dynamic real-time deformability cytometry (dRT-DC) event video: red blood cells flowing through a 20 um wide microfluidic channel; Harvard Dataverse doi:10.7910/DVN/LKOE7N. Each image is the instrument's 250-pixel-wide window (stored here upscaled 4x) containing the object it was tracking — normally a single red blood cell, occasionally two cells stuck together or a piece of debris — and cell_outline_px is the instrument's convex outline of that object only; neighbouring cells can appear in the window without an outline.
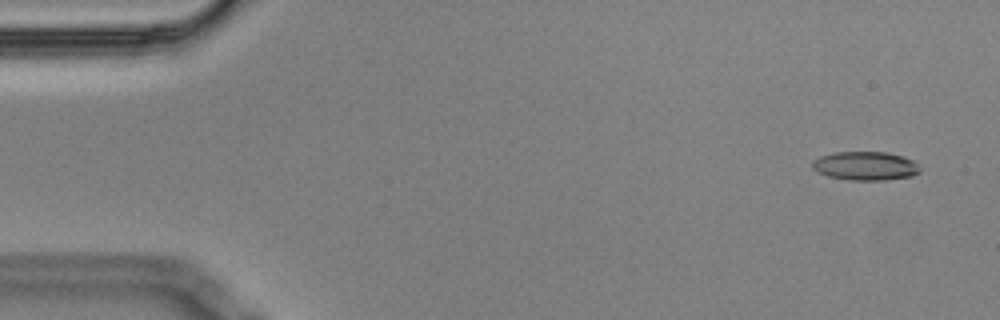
{"species": "Egyptian fruit bat (a non-hibernating species)", "species_latin": "Rousettus aegyptiacus", "temperature_condition": "cold", "stored_images_in_passage": 5, "camera_frame_rate_fps": 3000, "um_per_image_px": 0.085, "animal": {"sex": "male"}, "frame": {"image": 1, "passage_image": 1, "time_ms": 0.0, "image_size_px": [1000, 320], "cell_outline_px": [[920, 172], [912, 176], [884, 180], [848, 180], [828, 176], [812, 168], [812, 160], [820, 156], [836, 152], [888, 152], [904, 156], [912, 160], [920, 168]], "centroid_in_image_um": [73.56, 14.1], "position_along_channel_um": 11.4, "area_um2": 18.03}}
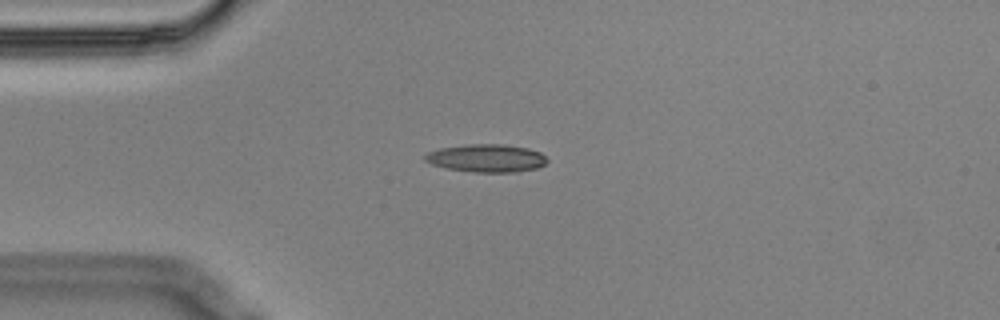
{"frame": {"image": 2, "passage_image": 4, "time_ms": 1.0, "image_size_px": [1000, 320], "cell_outline_px": [[548, 160], [544, 164], [536, 168], [516, 172], [476, 172], [448, 168], [432, 164], [424, 160], [424, 156], [428, 152], [440, 148], [468, 144], [504, 144], [528, 148], [540, 152]], "centroid_in_image_um": [41.36, 13.43], "position_along_channel_um": 43.6, "area_um2": 19.71}}